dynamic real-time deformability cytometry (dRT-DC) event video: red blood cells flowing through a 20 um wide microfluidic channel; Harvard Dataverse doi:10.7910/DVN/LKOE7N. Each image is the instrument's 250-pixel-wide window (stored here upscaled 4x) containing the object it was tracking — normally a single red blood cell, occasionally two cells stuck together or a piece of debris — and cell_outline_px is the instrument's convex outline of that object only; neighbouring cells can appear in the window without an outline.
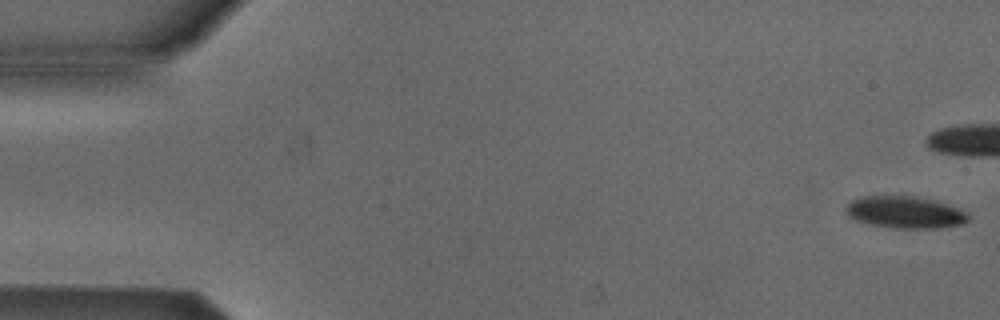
{"species": "Egyptian fruit bat (a non-hibernating species)", "species_latin": "Rousettus aegyptiacus", "temperature_condition": "cold", "stored_images_in_passage": 6, "camera_frame_rate_fps": 3000, "um_per_image_px": 0.085, "animal": {"sex": "male"}, "frame": {"image": 1, "passage_image": 1, "time_ms": 0.0, "image_size_px": [1000, 320], "cell_outline_px": [[968, 220], [964, 224], [936, 228], [896, 228], [868, 224], [856, 220], [848, 216], [844, 212], [844, 208], [852, 200], [860, 196], [916, 196], [936, 200], [960, 208], [968, 212]], "centroid_in_image_um": [76.93, 18.03], "position_along_channel_um": 8.1, "area_um2": 23.12}}